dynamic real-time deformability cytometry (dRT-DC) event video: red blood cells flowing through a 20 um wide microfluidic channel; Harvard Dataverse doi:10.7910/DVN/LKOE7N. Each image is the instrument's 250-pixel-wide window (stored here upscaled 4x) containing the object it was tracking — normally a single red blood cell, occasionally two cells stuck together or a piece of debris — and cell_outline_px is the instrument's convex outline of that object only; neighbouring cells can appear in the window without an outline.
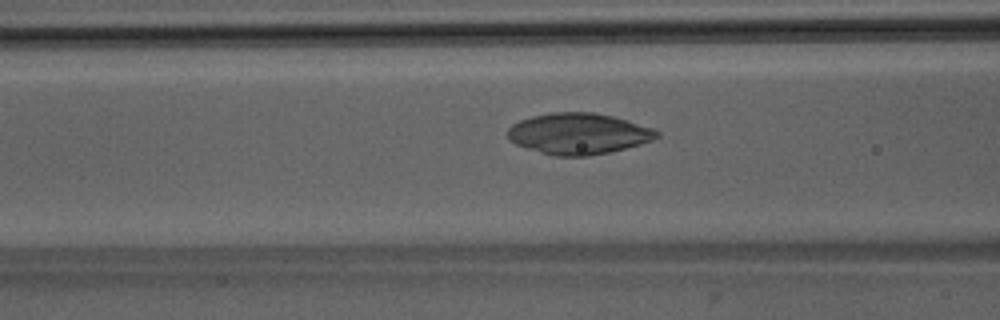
{"species": "Egyptian fruit bat (a non-hibernating species)", "species_latin": "Rousettus aegyptiacus", "temperature_condition": "room temperature", "stored_images_in_passage": 51, "camera_frame_rate_fps": 3000, "um_per_image_px": 0.085, "animal": {"sex": "male"}, "frame": {"image": 1, "passage_image": 21, "time_ms": 6.667, "image_size_px": [1000, 320], "cell_outline_px": [[660, 136], [652, 140], [640, 144], [608, 152], [588, 156], [552, 156], [516, 144], [508, 140], [508, 128], [512, 124], [520, 120], [532, 116], [552, 112], [592, 112], [612, 116], [628, 120], [652, 128], [660, 132]], "centroid_in_image_um": [49.16, 11.36], "position_along_channel_um": 117.4, "area_um2": 35.66}}
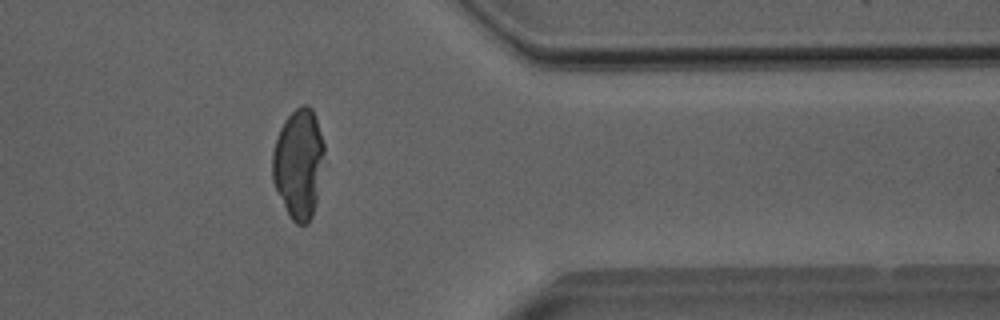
{"frame": {"image": 2, "passage_image": 42, "time_ms": 13.667, "image_size_px": [1000, 320], "cell_outline_px": [[328, 164], [312, 216], [308, 224], [296, 224], [292, 220], [272, 180], [272, 152], [280, 128], [284, 120], [296, 108], [304, 104], [308, 104], [312, 108], [316, 116], [324, 144]], "centroid_in_image_um": [25.46, 13.89], "position_along_channel_um": 385.9, "area_um2": 34.1}}
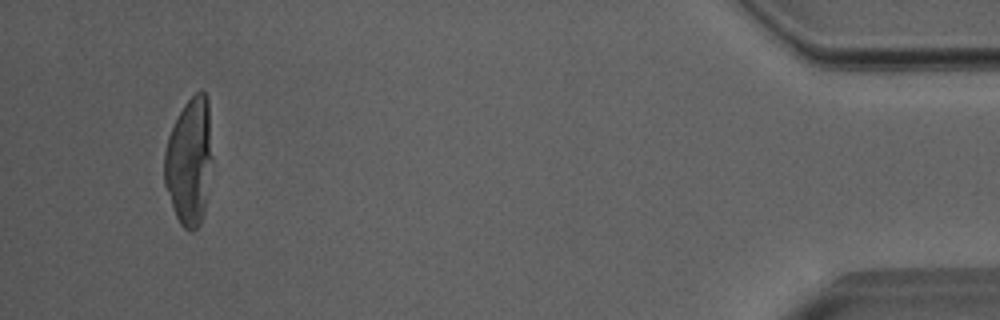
{"frame": {"image": 3, "passage_image": 49, "time_ms": 16.0, "image_size_px": [1000, 320], "cell_outline_px": [[212, 160], [204, 212], [200, 224], [192, 232], [188, 232], [180, 224], [176, 216], [164, 184], [164, 152], [168, 136], [184, 104], [200, 88], [204, 88], [208, 96], [212, 156]], "centroid_in_image_um": [16.1, 13.7], "position_along_channel_um": 419.1, "area_um2": 35.84}}